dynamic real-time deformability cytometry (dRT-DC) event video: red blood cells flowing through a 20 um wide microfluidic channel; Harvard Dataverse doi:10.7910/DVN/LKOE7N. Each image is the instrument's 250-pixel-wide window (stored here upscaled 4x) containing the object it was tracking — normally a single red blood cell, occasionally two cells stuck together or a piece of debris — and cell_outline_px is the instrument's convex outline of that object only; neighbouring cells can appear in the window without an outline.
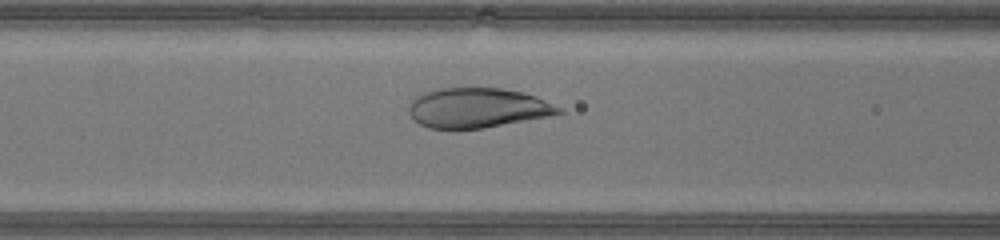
{"species": "human", "species_latin": "Homo sapiens", "temperature_condition": "warm", "stored_images_in_passage": 32, "camera_frame_rate_fps": 3000, "um_per_image_px": 0.085, "donor": {"sex": "male"}, "frame": {"image": 1, "passage_image": 10, "time_ms": 3.0, "image_size_px": [1000, 240], "cell_outline_px": [[564, 112], [548, 116], [484, 128], [428, 128], [412, 120], [408, 112], [408, 108], [412, 100], [416, 96], [424, 92], [440, 88], [500, 88], [520, 92], [536, 96], [560, 108]], "centroid_in_image_um": [40.53, 9.17], "position_along_channel_um": 126.1, "area_um2": 34.51}}
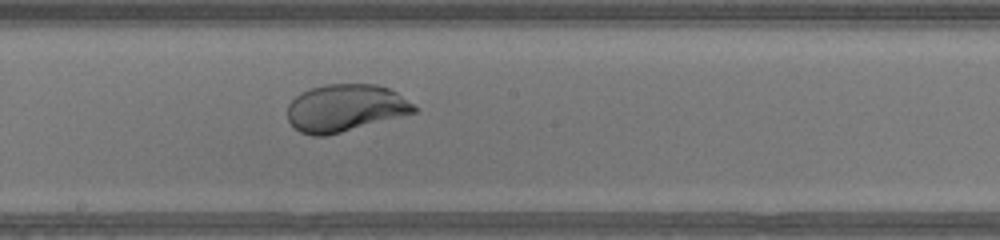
{"frame": {"image": 2, "passage_image": 16, "time_ms": 5.0, "image_size_px": [1000, 240], "cell_outline_px": [[416, 112], [340, 132], [324, 136], [312, 136], [300, 132], [288, 120], [288, 104], [300, 92], [312, 88], [328, 84], [376, 84], [388, 88], [396, 92], [412, 104], [416, 108]], "centroid_in_image_um": [29.31, 9.17], "position_along_channel_um": 218.9, "area_um2": 34.39}}
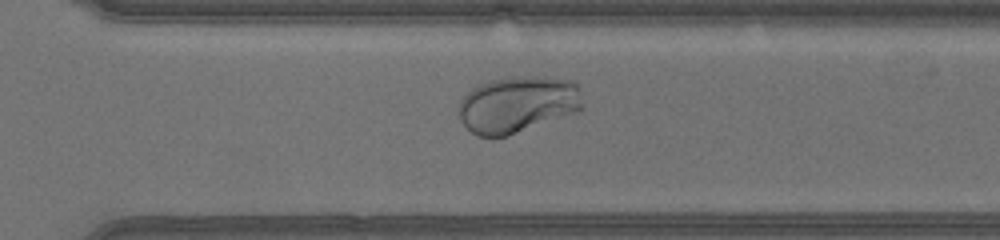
{"frame": {"image": 3, "passage_image": 23, "time_ms": 7.333, "image_size_px": [1000, 240], "cell_outline_px": [[584, 108], [580, 112], [508, 136], [480, 136], [472, 132], [460, 120], [456, 112], [456, 108], [460, 100], [472, 88], [480, 84], [492, 80], [516, 76], [536, 76], [576, 80], [580, 88]], "centroid_in_image_um": [44.05, 8.87], "position_along_channel_um": 326.6, "area_um2": 41.67}}